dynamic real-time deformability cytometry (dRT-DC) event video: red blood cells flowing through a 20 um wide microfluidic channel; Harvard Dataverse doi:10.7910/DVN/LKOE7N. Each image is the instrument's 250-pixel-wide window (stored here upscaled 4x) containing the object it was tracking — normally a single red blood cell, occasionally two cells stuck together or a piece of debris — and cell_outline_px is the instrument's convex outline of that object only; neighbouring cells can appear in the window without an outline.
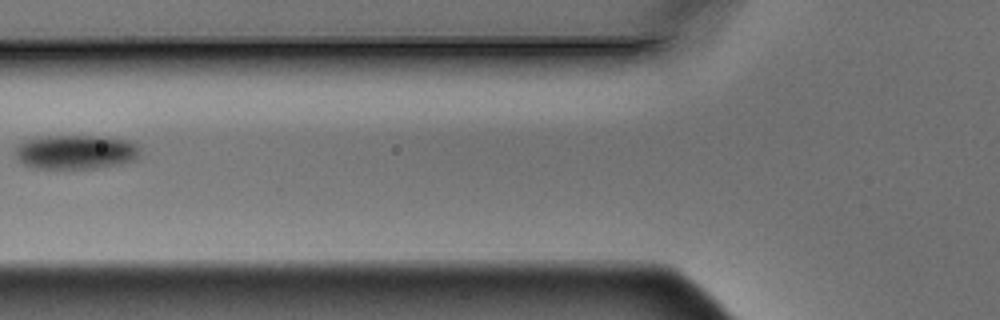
{"species": "Egyptian fruit bat (a non-hibernating species)", "species_latin": "Rousettus aegyptiacus", "temperature_condition": "warm", "stored_images_in_passage": 6, "camera_frame_rate_fps": 3000, "um_per_image_px": 0.085, "animal": {"sex": "male"}, "frame": {"image": 1, "passage_image": 6, "time_ms": 1.667, "image_size_px": [1000, 320], "cell_outline_px": [[140, 148], [136, 160], [96, 168], [32, 168], [24, 164], [16, 156], [16, 148], [20, 144], [28, 140], [48, 136], [100, 136], [124, 140], [136, 144]], "centroid_in_image_um": [6.45, 12.92], "position_along_channel_um": 119.4, "area_um2": 24.45}}